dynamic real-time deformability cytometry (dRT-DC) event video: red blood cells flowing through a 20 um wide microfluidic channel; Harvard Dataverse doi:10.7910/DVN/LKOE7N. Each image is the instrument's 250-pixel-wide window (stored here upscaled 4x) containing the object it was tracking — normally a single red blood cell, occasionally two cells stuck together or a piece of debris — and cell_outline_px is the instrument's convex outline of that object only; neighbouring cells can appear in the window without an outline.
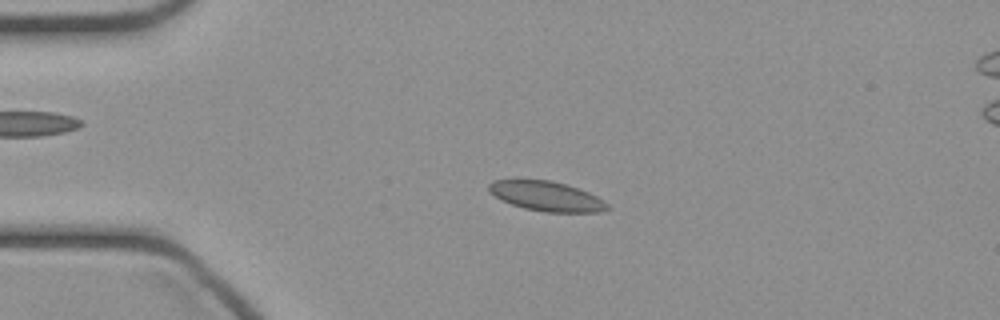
{"species": "common noctule bat (a hibernating species)", "species_latin": "Nyctalus noctula", "temperature_condition": "cold", "stored_images_in_passage": 48, "camera_frame_rate_fps": 3000, "um_per_image_px": 0.085, "animal": {"sex": "female", "body_mass_g": 21.9}, "frame": {"image": 1, "passage_image": 11, "time_ms": 3.333, "image_size_px": [1000, 320], "cell_outline_px": [[612, 208], [600, 212], [544, 212], [524, 208], [500, 200], [488, 188], [488, 184], [496, 180], [516, 176], [552, 180], [588, 192], [604, 200]], "centroid_in_image_um": [46.41, 16.63], "position_along_channel_um": 38.6, "area_um2": 21.15}}
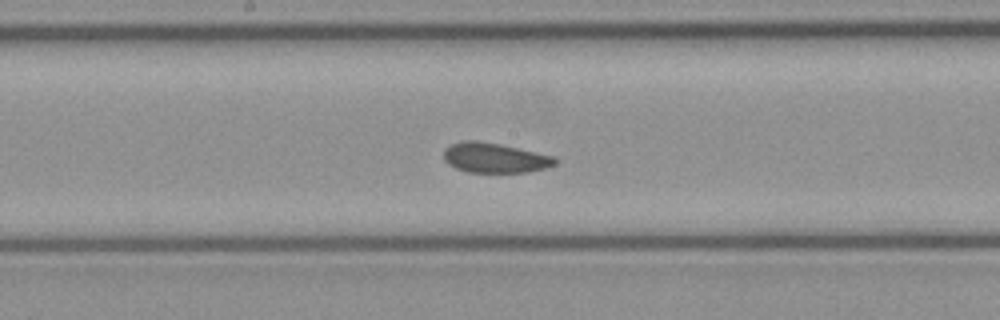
{"frame": {"image": 2, "passage_image": 25, "time_ms": 8.0, "image_size_px": [1000, 320], "cell_outline_px": [[560, 160], [556, 164], [544, 168], [528, 172], [468, 172], [456, 168], [448, 164], [444, 160], [444, 148], [452, 144], [464, 140], [476, 140], [500, 144], [556, 156]], "centroid_in_image_um": [42.08, 13.41], "position_along_channel_um": 206.1, "area_um2": 19.54}}
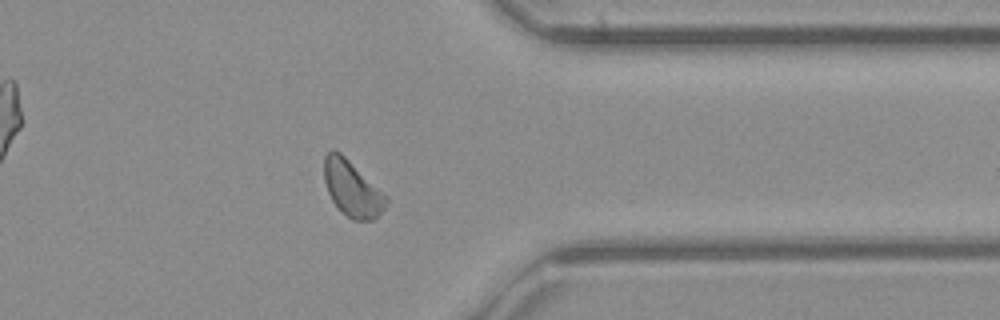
{"frame": {"image": 3, "passage_image": 38, "time_ms": 12.333, "image_size_px": [1000, 320], "cell_outline_px": [[388, 200], [384, 208], [372, 220], [352, 220], [332, 200], [328, 192], [324, 180], [324, 156], [332, 148], [340, 152], [388, 196]], "centroid_in_image_um": [29.93, 16.0], "position_along_channel_um": 381.5, "area_um2": 19.83}}